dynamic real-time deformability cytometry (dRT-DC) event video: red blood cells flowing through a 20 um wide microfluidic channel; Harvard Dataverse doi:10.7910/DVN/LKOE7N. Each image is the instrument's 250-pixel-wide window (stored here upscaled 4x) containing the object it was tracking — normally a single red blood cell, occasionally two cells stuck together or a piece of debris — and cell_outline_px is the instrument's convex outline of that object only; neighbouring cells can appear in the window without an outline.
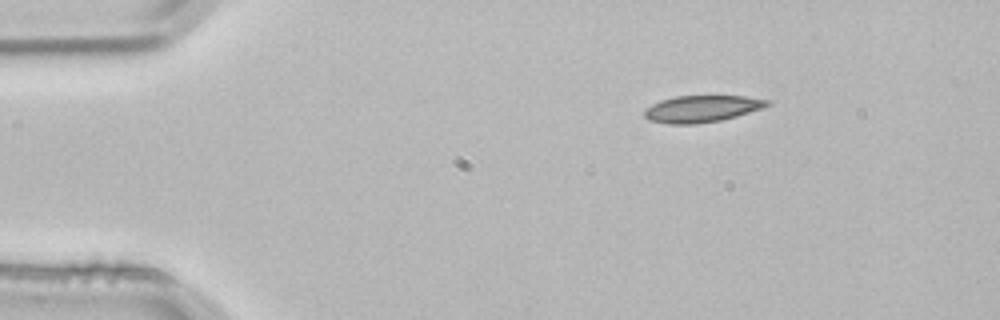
{"species": "common noctule bat (a hibernating species)", "species_latin": "Nyctalus noctula", "temperature_condition": "room temperature", "stored_images_in_passage": 2, "camera_frame_rate_fps": 3000, "um_per_image_px": 0.085, "animal": {"sex": "male", "body_mass_g": 21.5, "forearm_length_mm": 52.0}, "frame": {"image": 1, "passage_image": 1, "time_ms": 0.0, "image_size_px": [1000, 320], "cell_outline_px": [[772, 104], [736, 116], [720, 120], [696, 124], [668, 124], [648, 120], [644, 116], [644, 112], [652, 104], [660, 100], [676, 96], [744, 96], [768, 100]], "centroid_in_image_um": [59.62, 9.25], "position_along_channel_um": 25.4, "area_um2": 18.96}}